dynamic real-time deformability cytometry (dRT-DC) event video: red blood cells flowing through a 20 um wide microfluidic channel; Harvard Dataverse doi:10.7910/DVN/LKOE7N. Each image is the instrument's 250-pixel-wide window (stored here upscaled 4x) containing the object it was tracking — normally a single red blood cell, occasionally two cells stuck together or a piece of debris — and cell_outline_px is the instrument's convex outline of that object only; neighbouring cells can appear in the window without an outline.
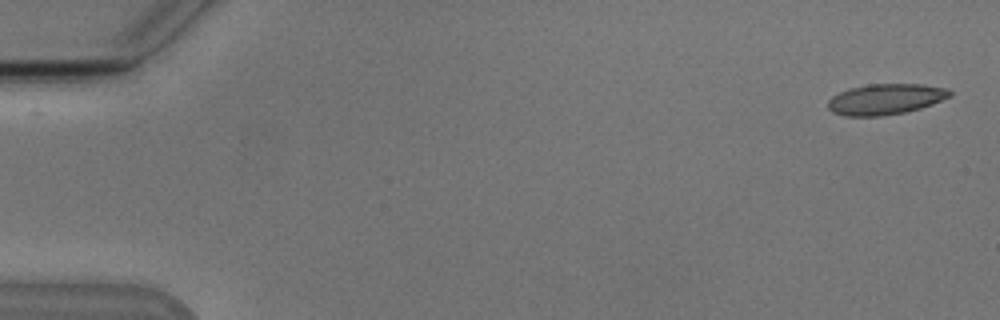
{"species": "Egyptian fruit bat (a non-hibernating species)", "species_latin": "Rousettus aegyptiacus", "temperature_condition": "cold", "stored_images_in_passage": 5, "segment_of_instrument_passage": [2, 2], "camera_frame_rate_fps": 3000, "um_per_image_px": 0.085, "animal": {"sex": "male"}, "frame": {"image": 1, "passage_image": 5, "time_ms": 4.667, "image_size_px": [1000, 320], "cell_outline_px": [[952, 96], [932, 104], [920, 108], [904, 112], [880, 116], [844, 116], [832, 112], [828, 108], [828, 100], [832, 96], [840, 92], [852, 88], [868, 84], [924, 84], [948, 88], [952, 92]], "centroid_in_image_um": [75.29, 8.43], "position_along_channel_um": 9.7, "area_um2": 21.85}}